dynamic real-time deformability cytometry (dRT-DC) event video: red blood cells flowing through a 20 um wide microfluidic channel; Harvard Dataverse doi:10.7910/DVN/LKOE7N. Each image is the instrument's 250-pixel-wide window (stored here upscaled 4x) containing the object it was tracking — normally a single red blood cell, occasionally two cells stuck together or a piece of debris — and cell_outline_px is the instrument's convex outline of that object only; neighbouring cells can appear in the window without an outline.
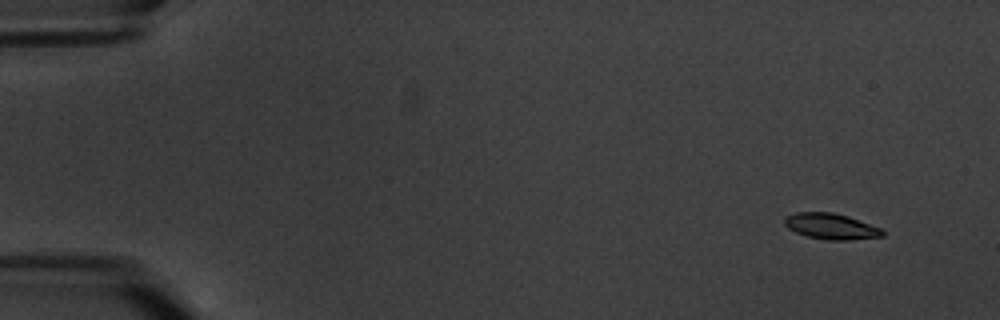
{"species": "common noctule bat (a hibernating species)", "species_latin": "Nyctalus noctula", "temperature_condition": "warm", "stored_images_in_passage": 5, "camera_frame_rate_fps": 3000, "um_per_image_px": 0.085, "animal": {"sex": "male", "body_mass_g": 20.1, "forearm_length_mm": 53.5}, "frame": {"image": 1, "passage_image": 1, "time_ms": 0.0, "image_size_px": [1000, 320], "cell_outline_px": [[884, 236], [848, 240], [828, 240], [808, 236], [796, 232], [788, 228], [784, 224], [784, 216], [796, 212], [832, 212], [848, 216], [880, 228], [884, 232]], "centroid_in_image_um": [70.61, 19.23], "position_along_channel_um": 14.4, "area_um2": 14.68}}
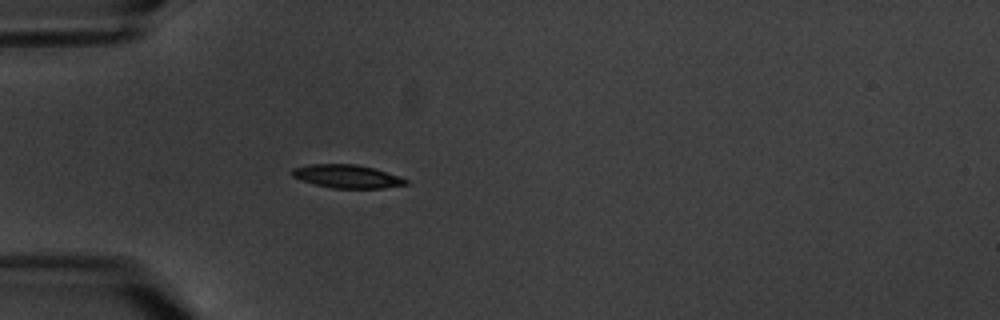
{"frame": {"image": 2, "passage_image": 5, "time_ms": 4.667, "image_size_px": [1000, 320], "cell_outline_px": [[408, 184], [384, 188], [332, 188], [316, 184], [292, 176], [288, 172], [292, 168], [308, 164], [356, 164], [372, 168], [400, 176], [408, 180]], "centroid_in_image_um": [29.48, 14.98], "position_along_channel_um": 55.5, "area_um2": 15.37}}